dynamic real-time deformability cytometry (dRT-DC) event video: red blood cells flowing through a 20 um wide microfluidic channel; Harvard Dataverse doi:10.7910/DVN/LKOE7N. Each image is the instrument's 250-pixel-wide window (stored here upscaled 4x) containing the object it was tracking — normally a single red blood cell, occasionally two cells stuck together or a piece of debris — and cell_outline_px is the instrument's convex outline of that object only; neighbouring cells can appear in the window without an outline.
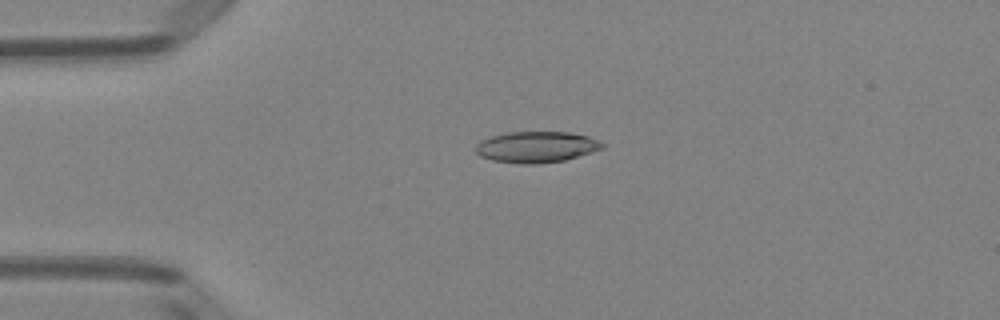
{"species": "Egyptian fruit bat (a non-hibernating species)", "species_latin": "Rousettus aegyptiacus", "temperature_condition": "room temperature", "stored_images_in_passage": 2, "camera_frame_rate_fps": 3000, "um_per_image_px": 0.085, "animal": {"sex": "female"}, "frame": {"image": 1, "passage_image": 2, "time_ms": 0.333, "image_size_px": [1000, 320], "cell_outline_px": [[604, 148], [592, 152], [564, 160], [536, 164], [520, 164], [492, 160], [480, 156], [476, 152], [476, 144], [480, 140], [488, 136], [508, 132], [568, 132], [588, 136], [604, 144]], "centroid_in_image_um": [45.55, 12.49], "position_along_channel_um": 39.4, "area_um2": 23.0}}